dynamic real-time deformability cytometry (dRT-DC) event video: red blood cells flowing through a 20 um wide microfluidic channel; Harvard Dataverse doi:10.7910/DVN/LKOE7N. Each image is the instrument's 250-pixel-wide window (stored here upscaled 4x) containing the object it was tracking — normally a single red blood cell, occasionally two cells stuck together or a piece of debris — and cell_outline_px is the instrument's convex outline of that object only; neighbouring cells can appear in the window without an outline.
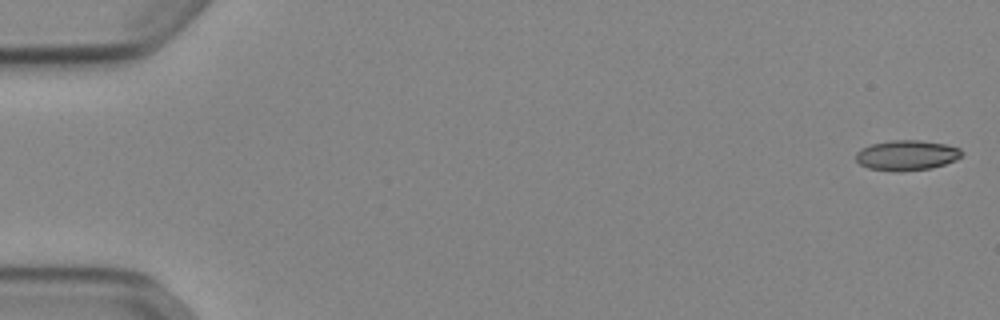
{"species": "Egyptian fruit bat (a non-hibernating species)", "species_latin": "Rousettus aegyptiacus", "temperature_condition": "cold", "stored_images_in_passage": 13, "camera_frame_rate_fps": 3000, "um_per_image_px": 0.085, "animal": {"sex": "female"}, "frame": {"image": 1, "passage_image": 1, "time_ms": 0.0, "image_size_px": [1000, 320], "cell_outline_px": [[964, 152], [956, 160], [932, 168], [896, 172], [892, 172], [868, 168], [860, 164], [856, 160], [856, 152], [860, 148], [872, 144], [892, 140], [920, 140], [944, 144], [960, 148]], "centroid_in_image_um": [77.05, 13.2], "position_along_channel_um": 7.9, "area_um2": 18.73}}